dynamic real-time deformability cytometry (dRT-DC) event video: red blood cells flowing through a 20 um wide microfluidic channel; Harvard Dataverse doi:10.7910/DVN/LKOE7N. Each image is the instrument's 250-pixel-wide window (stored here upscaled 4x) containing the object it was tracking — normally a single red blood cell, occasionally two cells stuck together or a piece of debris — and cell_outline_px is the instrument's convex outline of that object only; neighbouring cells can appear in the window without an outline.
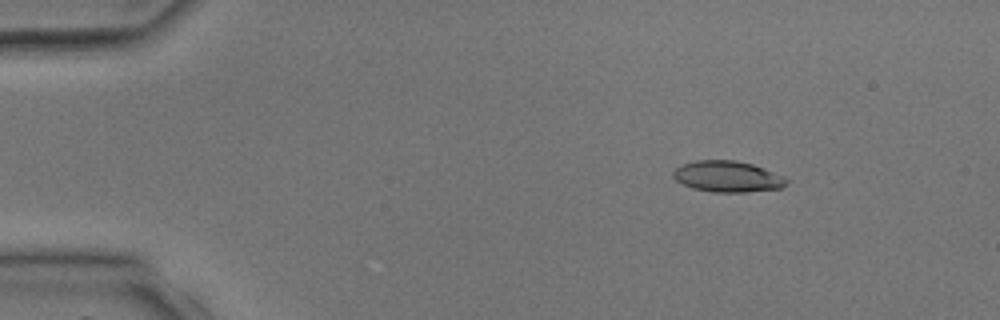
{"species": "common noctule bat (a hibernating species)", "species_latin": "Nyctalus noctula", "temperature_condition": "room temperature", "stored_images_in_passage": 3, "camera_frame_rate_fps": 3000, "um_per_image_px": 0.085, "animal": {"sex": "male", "body_mass_g": 17.9, "forearm_length_mm": 54.2}, "frame": {"image": 1, "passage_image": 1, "time_ms": 0.0, "image_size_px": [1000, 320], "cell_outline_px": [[788, 184], [780, 188], [744, 192], [712, 192], [692, 188], [676, 180], [672, 176], [672, 172], [676, 168], [684, 164], [696, 160], [736, 160], [752, 164], [764, 168], [784, 176], [788, 180]], "centroid_in_image_um": [61.85, 15.0], "position_along_channel_um": 23.2, "area_um2": 20.52}}
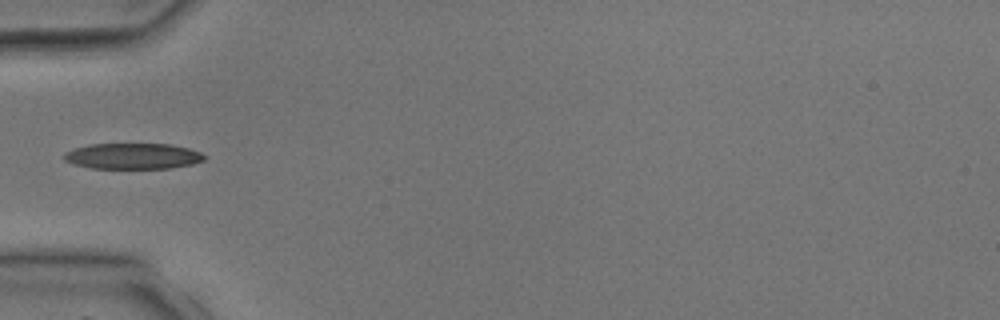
{"frame": {"image": 2, "passage_image": 3, "time_ms": 2.667, "image_size_px": [1000, 320], "cell_outline_px": [[208, 156], [204, 160], [192, 164], [172, 168], [92, 168], [72, 164], [64, 160], [64, 152], [88, 144], [172, 144], [188, 148], [200, 152]], "centroid_in_image_um": [11.31, 13.27], "position_along_channel_um": 73.7, "area_um2": 21.21}}